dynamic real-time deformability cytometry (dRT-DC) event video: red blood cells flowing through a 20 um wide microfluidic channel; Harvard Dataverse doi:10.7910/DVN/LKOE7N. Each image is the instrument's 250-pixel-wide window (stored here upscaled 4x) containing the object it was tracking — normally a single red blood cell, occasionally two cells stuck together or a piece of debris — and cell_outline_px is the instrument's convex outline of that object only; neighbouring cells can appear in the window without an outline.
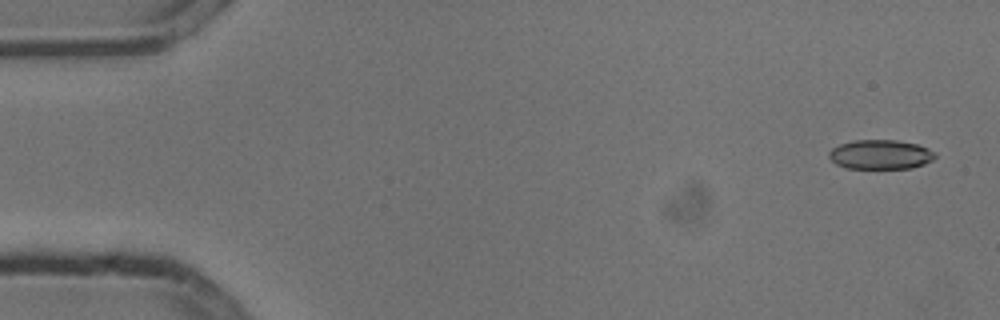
{"species": "common noctule bat (a hibernating species)", "species_latin": "Nyctalus noctula", "temperature_condition": "cold", "stored_images_in_passage": 5, "camera_frame_rate_fps": 3000, "um_per_image_px": 0.085, "animal": {"sex": "male", "body_mass_g": 13.3}, "frame": {"image": 1, "passage_image": 1, "time_ms": 0.0, "image_size_px": [1000, 320], "cell_outline_px": [[936, 156], [932, 160], [924, 164], [912, 168], [848, 168], [836, 164], [828, 156], [828, 152], [832, 148], [840, 144], [852, 140], [896, 140], [916, 144], [928, 148], [936, 152]], "centroid_in_image_um": [74.84, 13.13], "position_along_channel_um": 10.2, "area_um2": 18.21}}
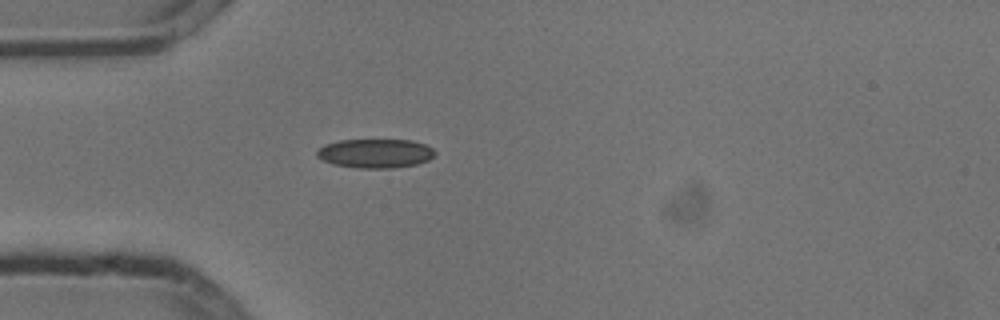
{"frame": {"image": 2, "passage_image": 5, "time_ms": 1.333, "image_size_px": [1000, 320], "cell_outline_px": [[436, 152], [428, 160], [416, 164], [392, 168], [360, 168], [336, 164], [324, 160], [316, 156], [316, 152], [324, 144], [340, 140], [412, 140], [424, 144], [432, 148]], "centroid_in_image_um": [31.91, 13.03], "position_along_channel_um": 53.1, "area_um2": 19.77}}